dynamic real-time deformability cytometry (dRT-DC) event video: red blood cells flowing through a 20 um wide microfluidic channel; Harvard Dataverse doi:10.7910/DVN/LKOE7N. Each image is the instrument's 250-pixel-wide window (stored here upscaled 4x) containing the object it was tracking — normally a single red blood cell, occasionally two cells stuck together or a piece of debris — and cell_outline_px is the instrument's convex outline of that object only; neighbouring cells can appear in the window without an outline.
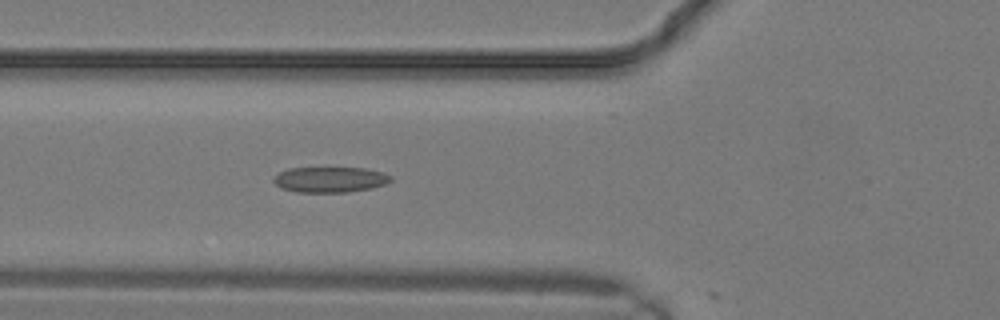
{"species": "common noctule bat (a hibernating species)", "species_latin": "Nyctalus noctula", "temperature_condition": "warm", "stored_images_in_passage": 8, "camera_frame_rate_fps": 3000, "um_per_image_px": 0.085, "animal": {"sex": "male", "body_mass_g": 19.2, "forearm_length_mm": 51.8}, "frame": {"image": 1, "passage_image": 8, "time_ms": 2.333, "image_size_px": [1000, 320], "cell_outline_px": [[392, 180], [384, 184], [372, 188], [348, 192], [296, 192], [280, 188], [272, 180], [272, 176], [288, 168], [364, 168], [384, 172], [392, 176]], "centroid_in_image_um": [28.03, 15.26], "position_along_channel_um": 97.8, "area_um2": 17.57}}